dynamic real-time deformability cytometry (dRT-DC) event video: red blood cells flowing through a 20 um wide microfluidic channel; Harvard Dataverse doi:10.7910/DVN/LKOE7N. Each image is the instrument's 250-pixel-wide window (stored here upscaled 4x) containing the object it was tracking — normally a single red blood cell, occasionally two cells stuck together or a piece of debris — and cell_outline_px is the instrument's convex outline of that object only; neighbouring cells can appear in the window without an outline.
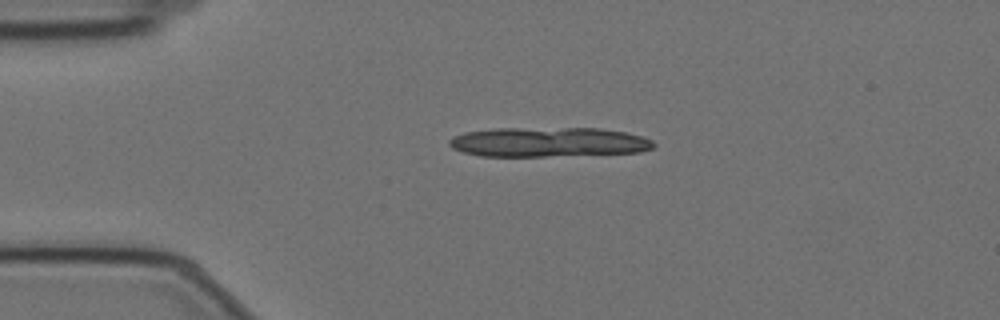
{"species": "Egyptian fruit bat (a non-hibernating species)", "species_latin": "Rousettus aegyptiacus", "temperature_condition": "cold", "stored_images_in_passage": 5, "camera_frame_rate_fps": 3000, "um_per_image_px": 0.085, "animal": {"sex": "female"}, "frame": {"image": 1, "passage_image": 1, "time_ms": 0.0, "image_size_px": [1000, 320], "cell_outline_px": [[656, 144], [652, 148], [640, 152], [544, 156], [480, 156], [464, 152], [452, 148], [448, 144], [448, 140], [452, 136], [464, 132], [496, 128], [600, 128], [624, 132], [640, 136], [652, 140]], "centroid_in_image_um": [46.57, 12.07], "position_along_channel_um": 38.4, "area_um2": 35.26}}